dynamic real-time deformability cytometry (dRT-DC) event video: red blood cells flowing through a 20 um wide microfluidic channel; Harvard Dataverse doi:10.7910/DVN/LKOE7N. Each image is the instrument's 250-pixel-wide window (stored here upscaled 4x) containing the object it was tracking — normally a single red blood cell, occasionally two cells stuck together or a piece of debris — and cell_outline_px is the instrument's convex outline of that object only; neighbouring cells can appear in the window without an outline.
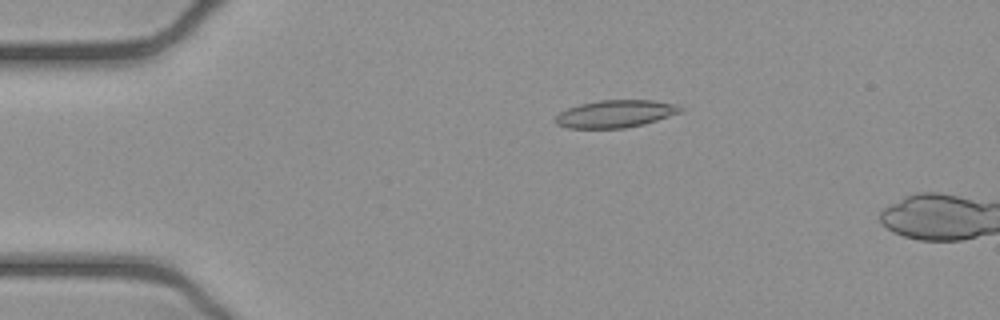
{"species": "common noctule bat (a hibernating species)", "species_latin": "Nyctalus noctula", "temperature_condition": "cold", "stored_images_in_passage": 12, "camera_frame_rate_fps": 3000, "um_per_image_px": 0.085, "animal": {"sex": "female", "body_mass_g": 21.9}, "frame": {"image": 1, "passage_image": 7, "time_ms": 2.0, "image_size_px": [1000, 320], "cell_outline_px": [[684, 108], [680, 112], [644, 124], [624, 128], [568, 128], [556, 124], [556, 116], [560, 112], [568, 108], [580, 104], [600, 100], [652, 100], [680, 104]], "centroid_in_image_um": [52.34, 9.66], "position_along_channel_um": 32.7, "area_um2": 19.94}}